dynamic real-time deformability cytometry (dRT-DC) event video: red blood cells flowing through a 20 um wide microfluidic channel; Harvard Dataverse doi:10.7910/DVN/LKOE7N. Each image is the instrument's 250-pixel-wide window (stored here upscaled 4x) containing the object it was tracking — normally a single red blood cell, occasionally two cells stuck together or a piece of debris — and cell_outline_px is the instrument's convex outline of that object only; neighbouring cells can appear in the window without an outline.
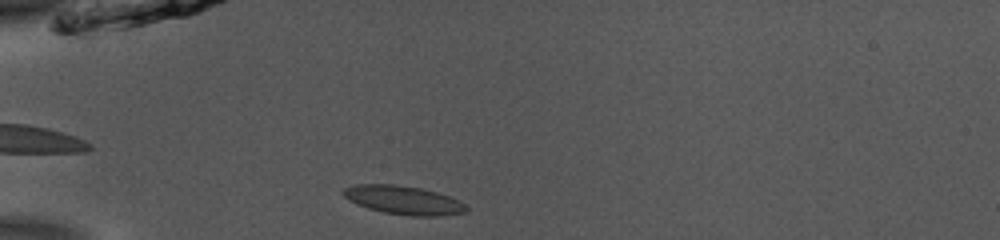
{"species": "common noctule bat (a hibernating species)", "species_latin": "Nyctalus noctula", "temperature_condition": "room temperature", "stored_images_in_passage": 36, "camera_frame_rate_fps": 3000, "um_per_image_px": 0.085, "animal": {"sex": "male", "body_mass_g": 13.0, "forearm_length_mm": 53.1}, "frame": {"image": 1, "passage_image": 2, "time_ms": 0.333, "image_size_px": [1000, 240], "cell_outline_px": [[468, 208], [464, 212], [436, 216], [412, 216], [384, 212], [368, 208], [356, 204], [344, 196], [340, 192], [344, 188], [356, 184], [392, 184], [420, 188], [436, 192], [460, 200]], "centroid_in_image_um": [34.26, 17.0], "position_along_channel_um": 50.7, "area_um2": 20.35}}
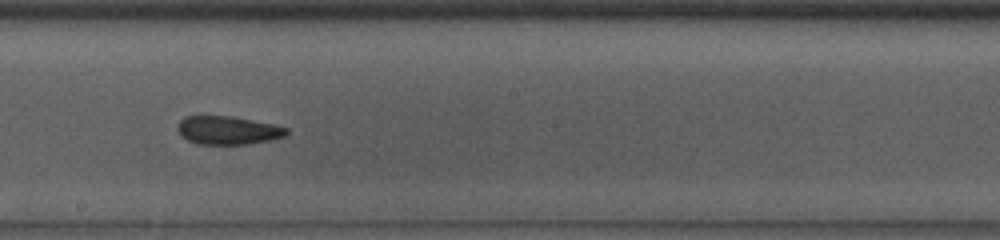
{"frame": {"image": 2, "passage_image": 17, "time_ms": 5.333, "image_size_px": [1000, 240], "cell_outline_px": [[288, 132], [284, 136], [272, 140], [248, 144], [196, 144], [180, 136], [176, 128], [180, 120], [184, 116], [232, 116], [272, 124], [288, 128]], "centroid_in_image_um": [19.33, 11.08], "position_along_channel_um": 228.9, "area_um2": 18.09}}
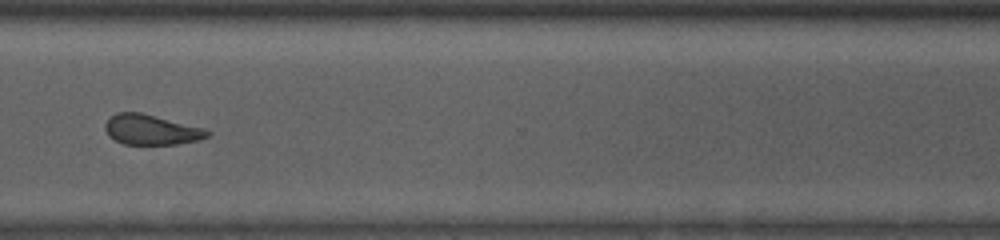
{"frame": {"image": 3, "passage_image": 27, "time_ms": 8.667, "image_size_px": [1000, 240], "cell_outline_px": [[212, 132], [208, 136], [200, 140], [176, 144], [124, 144], [108, 136], [104, 128], [104, 124], [116, 112], [140, 112], [204, 128]], "centroid_in_image_um": [12.85, 11.03], "position_along_channel_um": 357.7, "area_um2": 17.92}, "authors_computed_cell_mechanics": {"area_um2": 19.074, "velocity_mm_per_s": 3.8871, "shape_relaxation_time_tau1_ms": null, "shape_relaxation_time_tau2_ms": 2.397, "deformation_change_tau1": null, "deformation_change_tau2": 0.09}}